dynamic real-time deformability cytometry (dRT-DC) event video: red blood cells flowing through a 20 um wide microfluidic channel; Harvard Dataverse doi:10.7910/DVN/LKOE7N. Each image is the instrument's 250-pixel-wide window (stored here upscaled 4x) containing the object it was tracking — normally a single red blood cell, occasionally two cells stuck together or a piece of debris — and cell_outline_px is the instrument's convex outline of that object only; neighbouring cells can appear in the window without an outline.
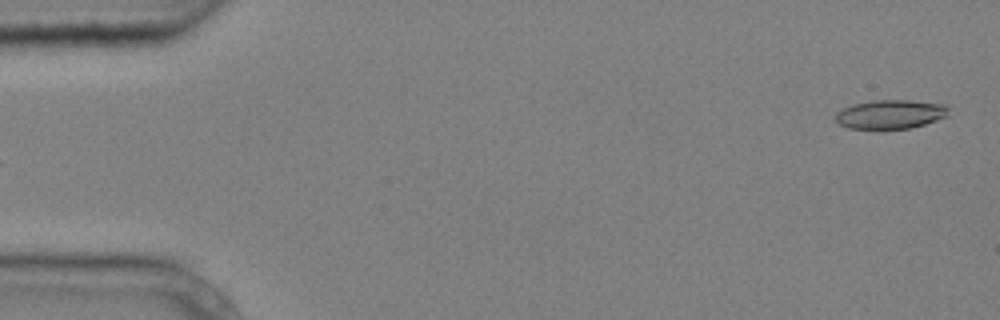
{"species": "common noctule bat (a hibernating species)", "species_latin": "Nyctalus noctula", "temperature_condition": "cold", "stored_images_in_passage": 5, "segment_of_instrument_passage": [2, 2], "camera_frame_rate_fps": 3000, "um_per_image_px": 0.085, "animal": {"sex": "male", "body_mass_g": 20.4}, "frame": {"image": 1, "passage_image": 5, "time_ms": 1.333, "image_size_px": [1000, 320], "cell_outline_px": [[948, 116], [912, 128], [848, 128], [840, 124], [836, 120], [836, 112], [852, 104], [872, 100], [908, 100], [944, 104], [948, 108]], "centroid_in_image_um": [75.69, 9.7], "position_along_channel_um": 9.3, "area_um2": 18.9}}